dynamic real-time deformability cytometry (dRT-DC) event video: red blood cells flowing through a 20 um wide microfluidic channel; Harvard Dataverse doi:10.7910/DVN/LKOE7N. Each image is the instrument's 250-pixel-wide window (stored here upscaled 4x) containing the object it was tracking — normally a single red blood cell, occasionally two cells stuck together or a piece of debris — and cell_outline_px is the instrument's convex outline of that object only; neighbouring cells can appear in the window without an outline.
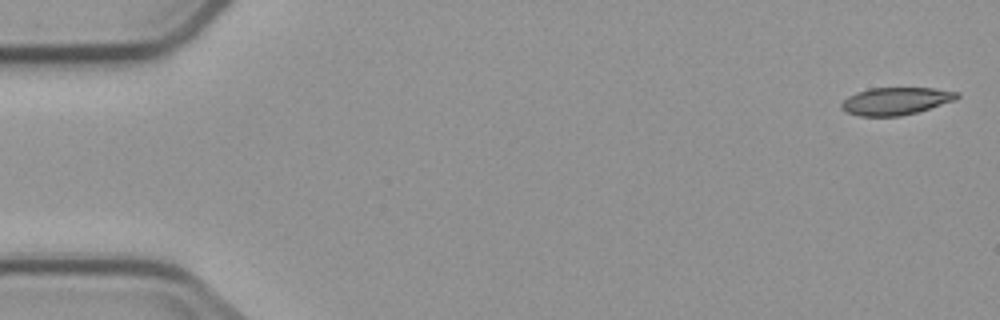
{"species": "common noctule bat (a hibernating species)", "species_latin": "Nyctalus noctula", "temperature_condition": "cold", "stored_images_in_passage": 5, "camera_frame_rate_fps": 3000, "um_per_image_px": 0.085, "animal": {"sex": "male", "body_mass_g": 23.1, "forearm_length_mm": 52.7}, "frame": {"image": 1, "passage_image": 1, "time_ms": 0.0, "image_size_px": [1000, 320], "cell_outline_px": [[960, 96], [956, 100], [916, 112], [900, 116], [860, 116], [848, 112], [840, 108], [840, 104], [848, 96], [856, 92], [872, 88], [932, 88], [960, 92]], "centroid_in_image_um": [76.15, 8.58], "position_along_channel_um": 8.9, "area_um2": 18.44}}
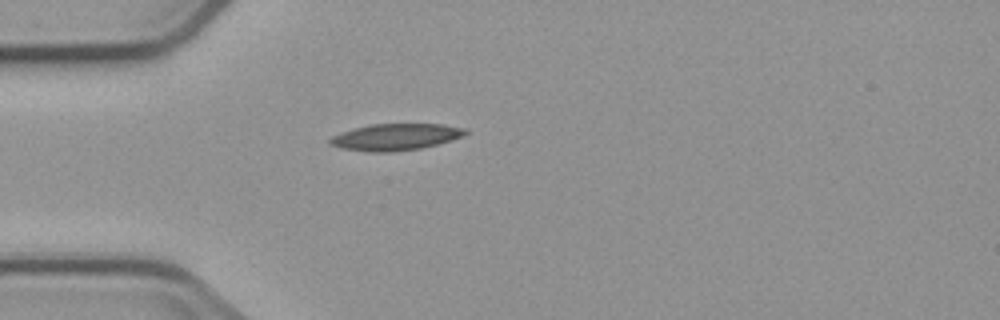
{"frame": {"image": 2, "passage_image": 4, "time_ms": 4.667, "image_size_px": [1000, 320], "cell_outline_px": [[468, 132], [464, 136], [452, 140], [420, 148], [392, 152], [368, 152], [340, 148], [328, 144], [328, 140], [332, 136], [356, 128], [372, 124], [440, 124], [468, 128]], "centroid_in_image_um": [33.64, 11.65], "position_along_channel_um": 51.4, "area_um2": 20.98}}